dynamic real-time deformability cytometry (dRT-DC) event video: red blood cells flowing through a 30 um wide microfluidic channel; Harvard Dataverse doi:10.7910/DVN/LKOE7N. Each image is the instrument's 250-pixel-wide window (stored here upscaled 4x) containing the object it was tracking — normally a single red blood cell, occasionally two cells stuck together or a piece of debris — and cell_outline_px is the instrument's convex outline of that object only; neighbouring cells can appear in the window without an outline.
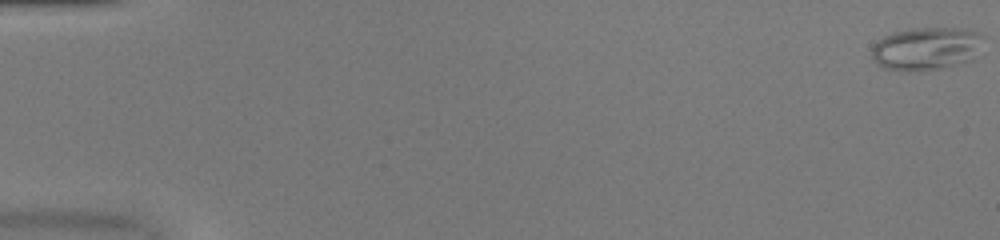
{"species": "common noctule bat (a hibernating species)", "species_latin": "Nyctalus noctula", "temperature_condition": "warm", "stored_images_in_passage": 51, "camera_frame_rate_fps": 3000, "um_per_image_px": 0.085, "animal": {"sex": "female", "body_mass_g": 20.0, "forearm_length_mm": 54.0}, "frame": {"image": 1, "passage_image": 1, "time_ms": 0.0, "image_size_px": [1000, 240], "cell_outline_px": [[984, 36], [972, 60], [940, 68], [884, 68], [872, 56], [872, 48], [884, 36], [892, 32], [916, 28], [956, 28], [980, 32]], "centroid_in_image_um": [78.78, 4.07], "position_along_channel_um": 6.2, "area_um2": 26.76}}
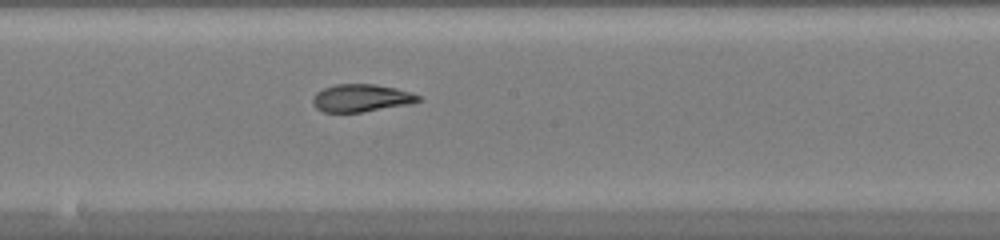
{"frame": {"image": 2, "passage_image": 29, "time_ms": 9.333, "image_size_px": [1000, 240], "cell_outline_px": [[420, 100], [412, 104], [360, 112], [324, 112], [316, 108], [312, 100], [316, 92], [324, 88], [336, 84], [372, 84], [396, 88], [412, 92], [420, 96]], "centroid_in_image_um": [30.72, 8.33], "position_along_channel_um": 217.5, "area_um2": 16.94}}
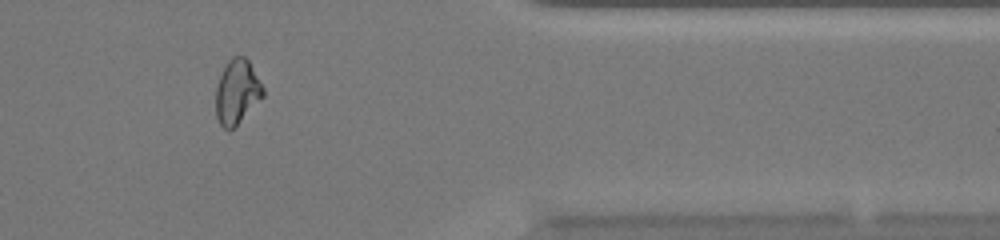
{"frame": {"image": 3, "passage_image": 43, "time_ms": 14.0, "image_size_px": [1000, 240], "cell_outline_px": [[264, 96], [228, 132], [220, 124], [216, 116], [216, 88], [224, 64], [232, 56], [244, 56], [248, 60], [264, 88]], "centroid_in_image_um": [20.13, 7.78], "position_along_channel_um": 391.3, "area_um2": 17.57}, "authors_computed_cell_mechanics": {"area_um2": 19.2474, "velocity_mm_per_s": 4.1241, "shape_relaxation_time_tau1_ms": null, "shape_relaxation_time_tau2_ms": 0.8892, "deformation_change_tau1": null, "deformation_change_tau2": 0.0542}}